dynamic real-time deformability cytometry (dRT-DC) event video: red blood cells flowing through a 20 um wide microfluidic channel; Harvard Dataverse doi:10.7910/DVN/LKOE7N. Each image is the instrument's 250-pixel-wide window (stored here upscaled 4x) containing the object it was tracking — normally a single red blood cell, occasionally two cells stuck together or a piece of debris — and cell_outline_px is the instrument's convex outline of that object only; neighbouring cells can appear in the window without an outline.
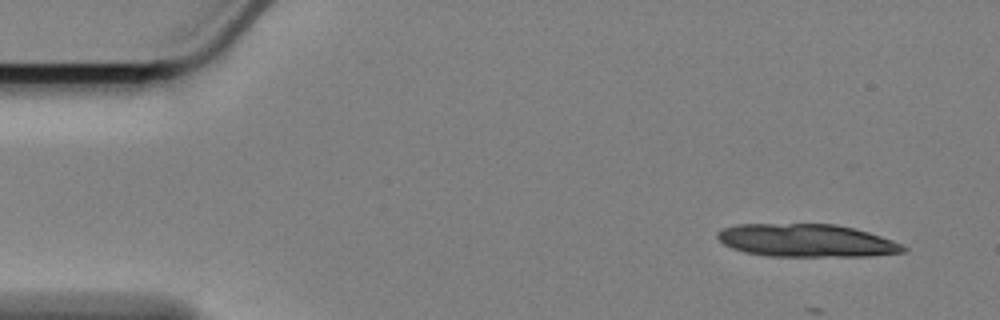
{"species": "Egyptian fruit bat (a non-hibernating species)", "species_latin": "Rousettus aegyptiacus", "temperature_condition": "cold", "stored_images_in_passage": 12, "camera_frame_rate_fps": 3000, "um_per_image_px": 0.085, "animal": {"sex": "female"}, "frame": {"image": 1, "passage_image": 1, "time_ms": 0.0, "image_size_px": [1000, 320], "cell_outline_px": [[908, 248], [904, 252], [872, 256], [768, 256], [744, 252], [732, 248], [724, 244], [716, 236], [716, 232], [724, 228], [736, 224], [836, 224], [868, 232], [892, 240]], "centroid_in_image_um": [68.53, 20.45], "position_along_channel_um": 16.5, "area_um2": 35.55}}